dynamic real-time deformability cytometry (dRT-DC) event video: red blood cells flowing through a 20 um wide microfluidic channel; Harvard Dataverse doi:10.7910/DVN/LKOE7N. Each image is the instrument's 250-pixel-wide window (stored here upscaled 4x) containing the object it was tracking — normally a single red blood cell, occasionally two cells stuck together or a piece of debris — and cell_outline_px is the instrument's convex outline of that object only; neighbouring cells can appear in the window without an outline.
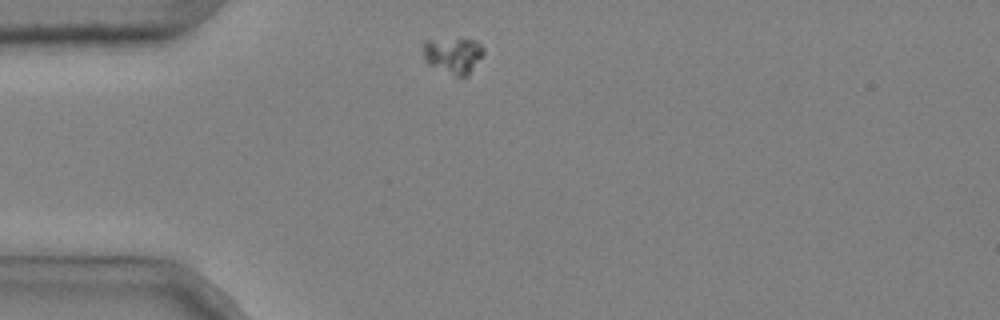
{"species": "common noctule bat (a hibernating species)", "species_latin": "Nyctalus noctula", "temperature_condition": "cold", "stored_images_in_passage": 5, "camera_frame_rate_fps": 3000, "um_per_image_px": 0.085, "animal": {"sex": "male", "body_mass_g": 20.4}, "frame": {"image": 1, "passage_image": 1, "time_ms": 0.0, "image_size_px": [1000, 320], "cell_outline_px": [[484, 52], [472, 68], [464, 76], [456, 76], [428, 64], [424, 60], [420, 44], [420, 40], [476, 40], [484, 48]], "centroid_in_image_um": [38.43, 4.67], "position_along_channel_um": 46.6, "area_um2": 12.48}}